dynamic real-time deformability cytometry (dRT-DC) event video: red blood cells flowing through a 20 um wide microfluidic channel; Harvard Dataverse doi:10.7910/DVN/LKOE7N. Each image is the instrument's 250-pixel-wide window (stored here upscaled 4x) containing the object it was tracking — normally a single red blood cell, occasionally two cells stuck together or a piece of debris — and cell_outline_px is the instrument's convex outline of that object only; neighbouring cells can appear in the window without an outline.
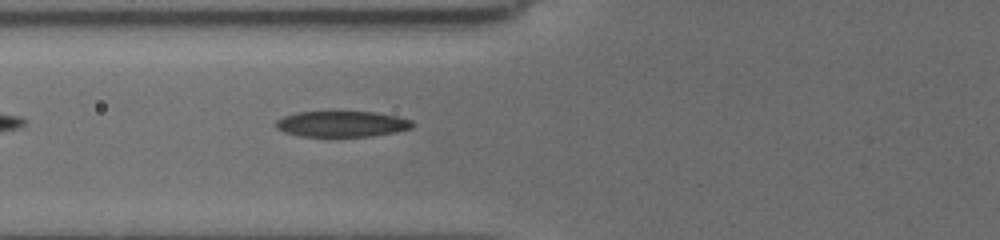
{"species": "common noctule bat (a hibernating species)", "species_latin": "Nyctalus noctula", "temperature_condition": "cold", "stored_images_in_passage": 39, "camera_frame_rate_fps": 3000, "um_per_image_px": 0.085, "animal": {"sex": "female", "body_mass_g": 19.5, "forearm_length_mm": 54.1}, "frame": {"image": 1, "passage_image": 4, "time_ms": 1.0, "image_size_px": [1000, 240], "cell_outline_px": [[412, 128], [396, 132], [372, 136], [300, 136], [284, 132], [276, 128], [276, 120], [284, 116], [296, 112], [328, 108], [376, 112], [396, 116], [412, 120]], "centroid_in_image_um": [29.01, 10.47], "position_along_channel_um": 96.8, "area_um2": 21.62}}
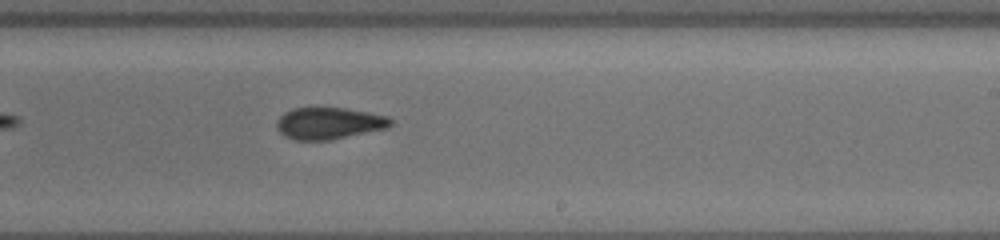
{"frame": {"image": 2, "passage_image": 17, "time_ms": 5.333, "image_size_px": [1000, 240], "cell_outline_px": [[392, 124], [388, 128], [332, 140], [292, 140], [284, 136], [276, 128], [276, 120], [284, 112], [292, 108], [344, 108], [368, 112], [388, 116], [392, 120]], "centroid_in_image_um": [27.95, 10.49], "position_along_channel_um": 261.1, "area_um2": 21.33}}
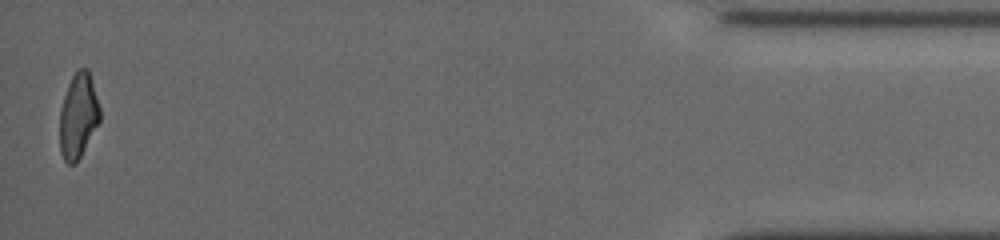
{"frame": {"image": 3, "passage_image": 39, "time_ms": 11.667, "image_size_px": [1000, 240], "cell_outline_px": [[100, 120], [76, 164], [68, 164], [64, 160], [60, 152], [60, 108], [68, 84], [72, 76], [80, 68], [88, 68], [100, 108]], "centroid_in_image_um": [6.64, 9.85], "position_along_channel_um": 428.6, "area_um2": 19.71}, "authors_computed_cell_mechanics": {"area_um2": 21.2126, "velocity_mm_per_s": 3.7833, "shape_relaxation_time_tau1_ms": 3.9881, "shape_relaxation_time_tau2_ms": 2.3781, "deformation_change_tau1": 0.1474, "deformation_change_tau2": 0.0949}}